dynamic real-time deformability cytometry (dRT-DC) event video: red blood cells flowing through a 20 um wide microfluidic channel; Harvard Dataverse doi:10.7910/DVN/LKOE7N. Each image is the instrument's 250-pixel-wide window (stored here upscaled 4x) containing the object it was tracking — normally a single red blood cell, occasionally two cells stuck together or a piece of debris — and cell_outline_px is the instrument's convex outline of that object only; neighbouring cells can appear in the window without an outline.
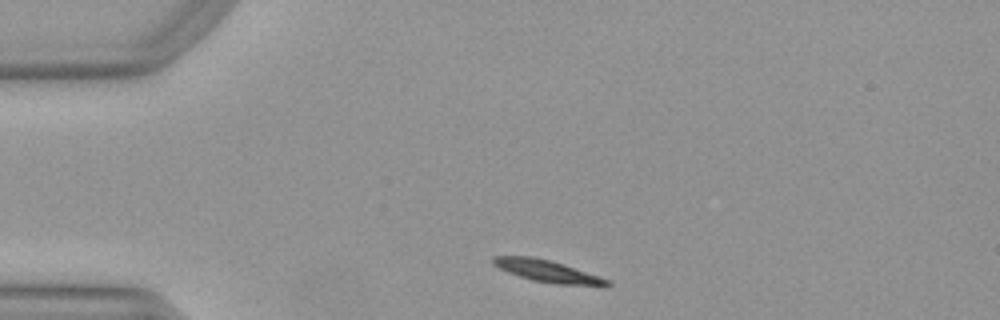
{"species": "Egyptian fruit bat (a non-hibernating species)", "species_latin": "Rousettus aegyptiacus", "temperature_condition": "warm", "stored_images_in_passage": 37, "camera_frame_rate_fps": 3000, "um_per_image_px": 0.085, "animal": {"sex": "female"}, "frame": {"image": 1, "passage_image": 2, "time_ms": 0.333, "image_size_px": [1000, 320], "cell_outline_px": [[612, 284], [608, 288], [600, 288], [556, 284], [532, 280], [508, 272], [492, 264], [492, 256], [532, 256], [552, 260], [564, 264], [608, 280]], "centroid_in_image_um": [46.63, 23.08], "position_along_channel_um": 38.4, "area_um2": 14.97}}
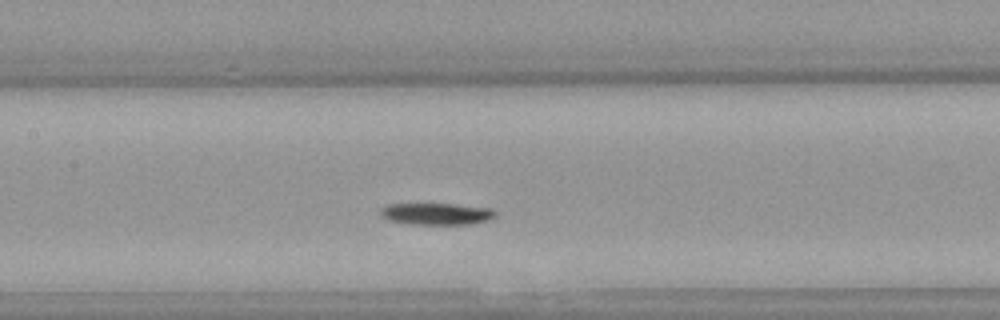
{"frame": {"image": 2, "passage_image": 15, "time_ms": 4.667, "image_size_px": [1000, 320], "cell_outline_px": [[496, 216], [488, 220], [472, 224], [408, 224], [388, 220], [380, 216], [380, 208], [388, 204], [452, 204], [492, 208], [496, 212]], "centroid_in_image_um": [37.09, 18.18], "position_along_channel_um": 170.3, "area_um2": 14.68}}
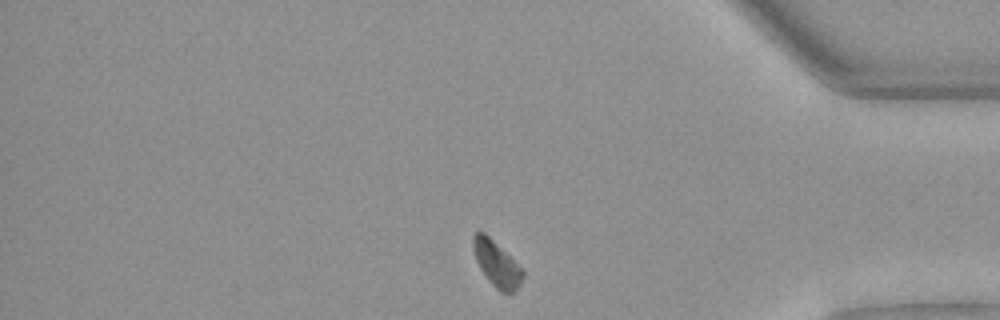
{"frame": {"image": 3, "passage_image": 34, "time_ms": 11.0, "image_size_px": [1000, 320], "cell_outline_px": [[524, 276], [520, 284], [512, 296], [508, 296], [500, 292], [488, 280], [480, 268], [476, 260], [472, 248], [472, 236], [476, 232], [484, 232], [524, 272]], "centroid_in_image_um": [42.2, 22.49], "position_along_channel_um": 393.0, "area_um2": 13.01}, "authors_computed_cell_mechanics": {"area_um2": 14.739, "velocity_mm_per_s": 3.9122, "shape_relaxation_time_tau1_ms": 2.4337, "shape_relaxation_time_tau2_ms": null, "deformation_change_tau1": 0.1559, "deformation_change_tau2": null}}